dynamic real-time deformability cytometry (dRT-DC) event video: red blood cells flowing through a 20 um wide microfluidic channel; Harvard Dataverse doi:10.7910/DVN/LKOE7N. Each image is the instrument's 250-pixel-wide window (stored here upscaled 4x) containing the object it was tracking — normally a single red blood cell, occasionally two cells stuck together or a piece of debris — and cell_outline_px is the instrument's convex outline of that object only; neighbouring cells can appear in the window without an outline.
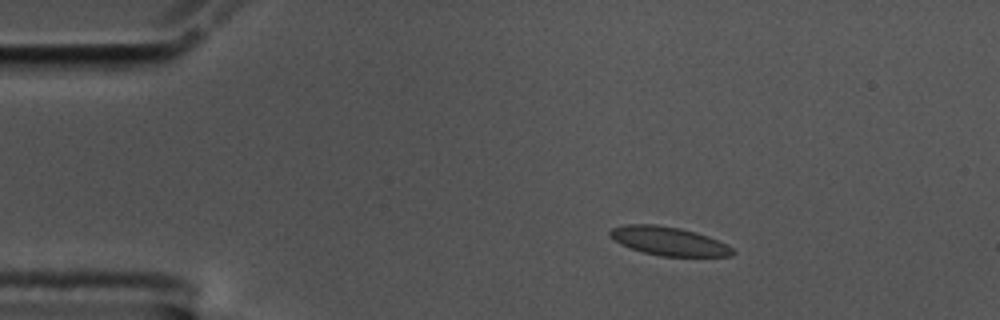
{"species": "common noctule bat (a hibernating species)", "species_latin": "Nyctalus noctula", "temperature_condition": "cold", "stored_images_in_passage": 9, "camera_frame_rate_fps": 3000, "um_per_image_px": 0.085, "animal": {"sex": "male", "body_mass_g": 17.5, "forearm_length_mm": 52.3}, "frame": {"image": 1, "passage_image": 1, "time_ms": 0.0, "image_size_px": [1000, 320], "cell_outline_px": [[736, 252], [732, 256], [660, 256], [644, 252], [620, 244], [608, 236], [608, 232], [612, 228], [628, 224], [656, 224], [680, 228], [696, 232], [708, 236], [728, 244]], "centroid_in_image_um": [56.85, 20.49], "position_along_channel_um": 28.2, "area_um2": 20.52}}